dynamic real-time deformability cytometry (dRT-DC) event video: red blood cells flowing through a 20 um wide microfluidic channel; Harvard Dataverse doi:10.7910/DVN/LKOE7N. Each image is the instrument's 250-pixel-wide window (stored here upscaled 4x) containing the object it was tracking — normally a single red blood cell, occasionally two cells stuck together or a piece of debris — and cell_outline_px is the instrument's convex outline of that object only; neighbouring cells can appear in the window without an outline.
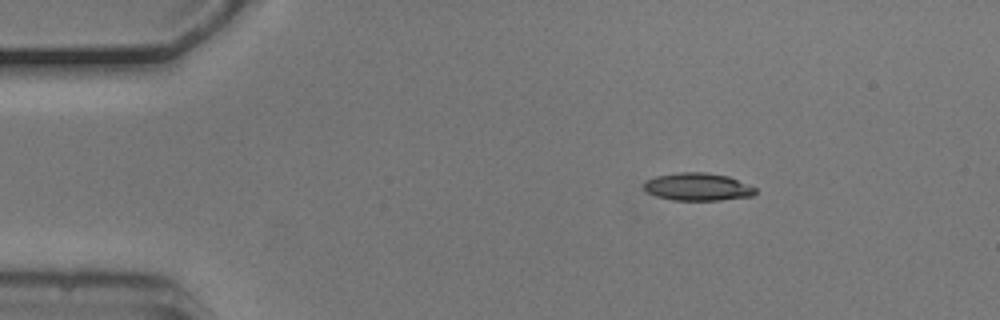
{"species": "common noctule bat (a hibernating species)", "species_latin": "Nyctalus noctula", "temperature_condition": "cold", "stored_images_in_passage": 12, "camera_frame_rate_fps": 3000, "um_per_image_px": 0.085, "animal": {"sex": "male", "body_mass_g": 20.5, "forearm_length_mm": 52.5}, "frame": {"image": 1, "passage_image": 1, "time_ms": 0.0, "image_size_px": [1000, 320], "cell_outline_px": [[756, 192], [752, 196], [720, 200], [672, 200], [656, 196], [648, 192], [644, 188], [644, 180], [656, 176], [676, 172], [704, 172], [728, 176], [756, 188]], "centroid_in_image_um": [59.28, 15.87], "position_along_channel_um": 25.7, "area_um2": 17.98}}
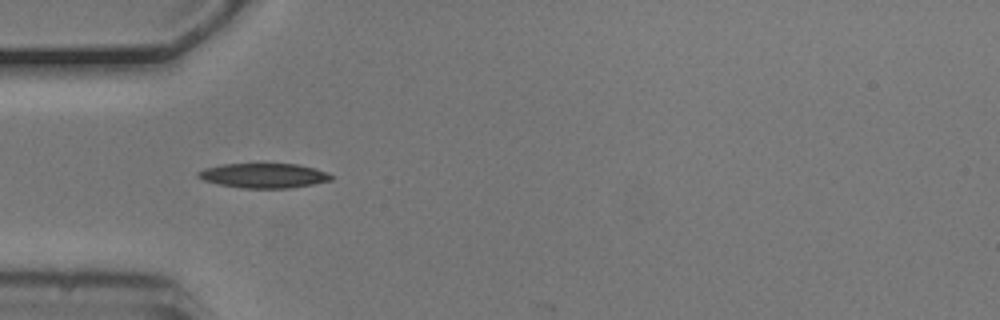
{"frame": {"image": 2, "passage_image": 9, "time_ms": 2.667, "image_size_px": [1000, 320], "cell_outline_px": [[336, 176], [332, 180], [312, 184], [288, 188], [240, 188], [220, 184], [204, 180], [196, 176], [196, 172], [204, 168], [220, 164], [296, 164], [316, 168]], "centroid_in_image_um": [22.42, 14.92], "position_along_channel_um": 62.6, "area_um2": 19.19}}